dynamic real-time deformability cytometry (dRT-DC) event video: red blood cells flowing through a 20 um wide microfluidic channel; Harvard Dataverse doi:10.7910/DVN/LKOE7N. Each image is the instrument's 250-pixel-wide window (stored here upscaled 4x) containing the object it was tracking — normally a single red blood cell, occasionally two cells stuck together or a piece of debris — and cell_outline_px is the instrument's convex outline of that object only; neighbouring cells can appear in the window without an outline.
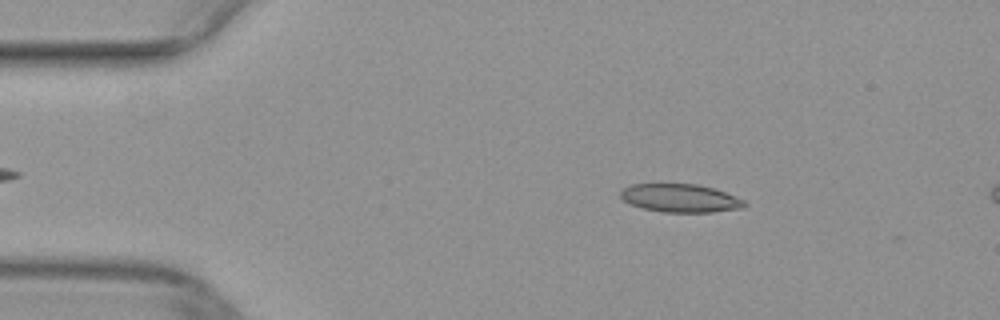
{"species": "common noctule bat (a hibernating species)", "species_latin": "Nyctalus noctula", "temperature_condition": "warm", "stored_images_in_passage": 10, "camera_frame_rate_fps": 3000, "um_per_image_px": 0.085, "animal": {"sex": "female", "body_mass_g": 29.2, "forearm_length_mm": 56.3}, "frame": {"image": 1, "passage_image": 4, "time_ms": 1.0, "image_size_px": [1000, 320], "cell_outline_px": [[748, 204], [744, 208], [712, 212], [660, 212], [644, 208], [632, 204], [624, 200], [620, 196], [620, 188], [632, 184], [696, 184], [716, 188], [744, 200]], "centroid_in_image_um": [57.84, 16.83], "position_along_channel_um": 27.2, "area_um2": 20.52}}